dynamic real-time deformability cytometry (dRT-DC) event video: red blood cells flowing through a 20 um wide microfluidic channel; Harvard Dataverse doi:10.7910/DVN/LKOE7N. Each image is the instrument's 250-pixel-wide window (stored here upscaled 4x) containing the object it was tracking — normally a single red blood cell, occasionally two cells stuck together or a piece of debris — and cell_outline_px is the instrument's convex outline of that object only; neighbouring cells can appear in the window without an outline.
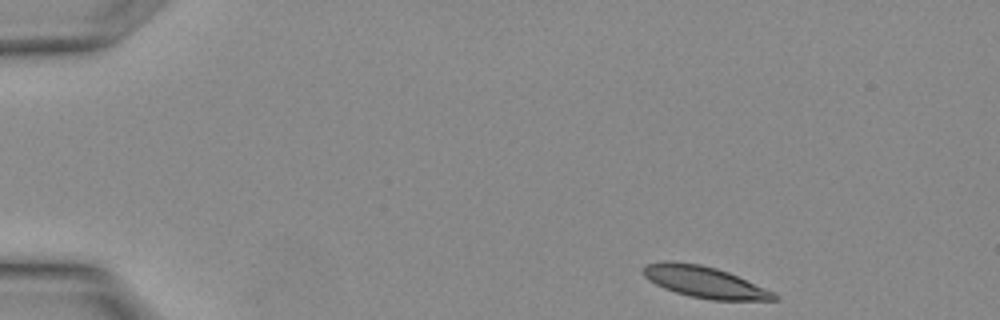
{"species": "Egyptian fruit bat (a non-hibernating species)", "species_latin": "Rousettus aegyptiacus", "temperature_condition": "warm", "stored_images_in_passage": 20, "camera_frame_rate_fps": 3000, "um_per_image_px": 0.085, "animal": {"sex": "female"}, "frame": {"image": 1, "passage_image": 1, "time_ms": 0.0, "image_size_px": [1000, 320], "cell_outline_px": [[780, 300], [712, 300], [688, 296], [664, 288], [648, 280], [644, 276], [640, 268], [644, 264], [664, 260], [672, 260], [700, 264], [716, 268], [728, 272], [772, 292], [780, 296]], "centroid_in_image_um": [59.8, 23.95], "position_along_channel_um": 25.2, "area_um2": 24.04}}
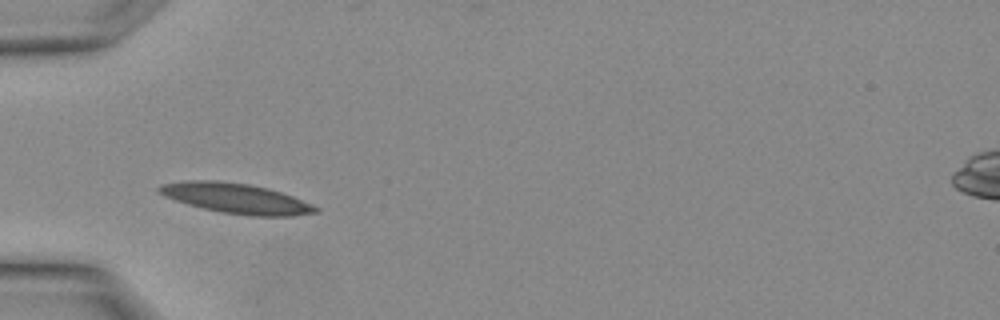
{"frame": {"image": 2, "passage_image": 7, "time_ms": 2.0, "image_size_px": [1000, 320], "cell_outline_px": [[320, 212], [292, 216], [252, 216], [224, 212], [204, 208], [188, 204], [164, 196], [156, 192], [156, 188], [160, 184], [184, 180], [216, 180], [248, 184], [268, 188], [292, 196], [312, 204], [320, 208]], "centroid_in_image_um": [20.05, 16.85], "position_along_channel_um": 64.9, "area_um2": 27.46}}
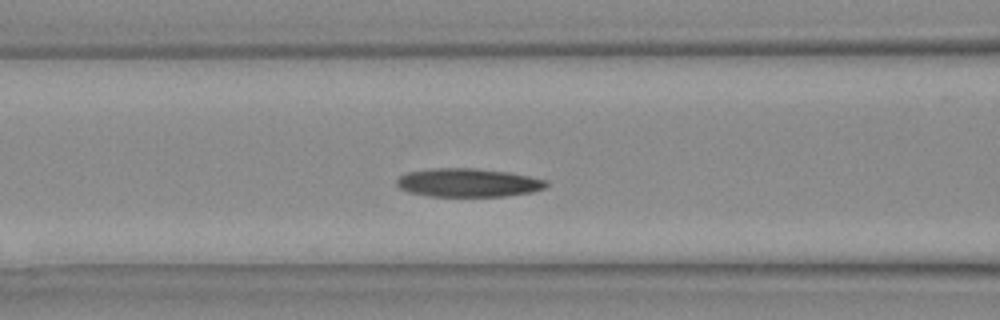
{"frame": {"image": 3, "passage_image": 10, "time_ms": 3.0, "image_size_px": [1000, 320], "cell_outline_px": [[548, 184], [544, 188], [532, 192], [504, 196], [428, 196], [408, 192], [400, 188], [396, 184], [396, 180], [400, 176], [408, 172], [428, 168], [476, 168], [508, 172], [528, 176], [544, 180]], "centroid_in_image_um": [39.74, 15.52], "position_along_channel_um": 126.9, "area_um2": 24.8}}